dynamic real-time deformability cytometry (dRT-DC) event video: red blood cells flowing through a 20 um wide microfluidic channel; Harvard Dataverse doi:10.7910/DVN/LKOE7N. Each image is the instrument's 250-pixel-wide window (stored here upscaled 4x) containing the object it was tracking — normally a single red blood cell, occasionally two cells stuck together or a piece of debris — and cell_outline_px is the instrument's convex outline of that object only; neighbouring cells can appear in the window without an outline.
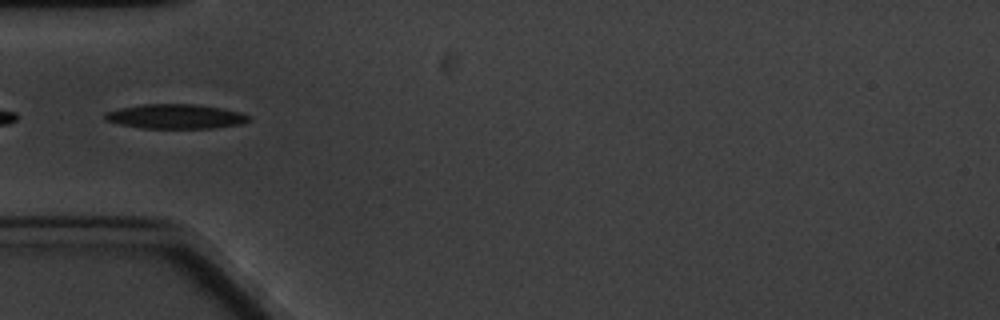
{"species": "common noctule bat (a hibernating species)", "species_latin": "Nyctalus noctula", "temperature_condition": "cold", "stored_images_in_passage": 10, "camera_frame_rate_fps": 3000, "um_per_image_px": 0.085, "animal": {"sex": "male", "body_mass_g": 20.1, "forearm_length_mm": 53.5}, "frame": {"image": 1, "passage_image": 5, "time_ms": 4.667, "image_size_px": [1000, 320], "cell_outline_px": [[252, 120], [240, 124], [212, 128], [140, 128], [120, 124], [104, 120], [104, 116], [108, 112], [120, 108], [140, 104], [196, 104], [224, 108], [240, 112], [252, 116]], "centroid_in_image_um": [14.97, 9.89], "position_along_channel_um": 70.0, "area_um2": 20.69}}